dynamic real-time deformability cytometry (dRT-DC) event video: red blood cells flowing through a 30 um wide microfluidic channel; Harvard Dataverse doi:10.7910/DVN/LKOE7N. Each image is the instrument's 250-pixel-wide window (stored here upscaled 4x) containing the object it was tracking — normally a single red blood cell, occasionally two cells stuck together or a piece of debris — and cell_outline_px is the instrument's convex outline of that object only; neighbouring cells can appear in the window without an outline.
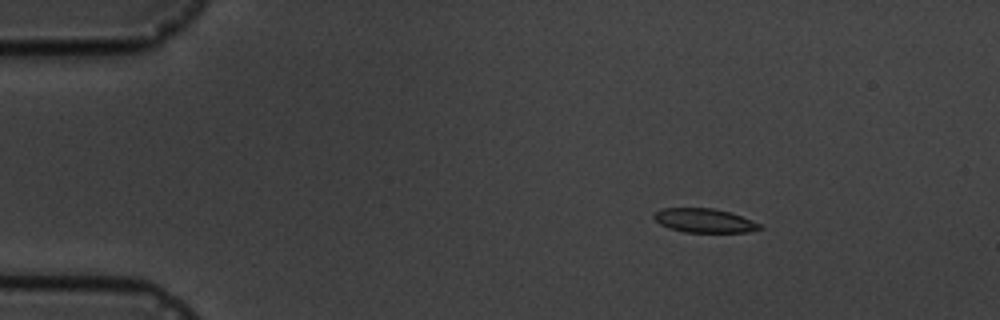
{"species": "common noctule bat (a hibernating species)", "species_latin": "Nyctalus noctula", "temperature_condition": "cold", "stored_images_in_passage": 5, "camera_frame_rate_fps": 3000, "um_per_image_px": 0.085, "animal": {"sex": "male", "body_mass_g": 19.5, "forearm_length_mm": 54.6}, "frame": {"image": 1, "passage_image": 2, "time_ms": 1.0, "image_size_px": [1000, 320], "cell_outline_px": [[764, 228], [748, 232], [684, 232], [668, 228], [660, 224], [652, 216], [656, 212], [664, 208], [712, 208], [728, 212], [752, 220], [760, 224]], "centroid_in_image_um": [59.86, 18.75], "position_along_channel_um": 25.1, "area_um2": 14.68}}